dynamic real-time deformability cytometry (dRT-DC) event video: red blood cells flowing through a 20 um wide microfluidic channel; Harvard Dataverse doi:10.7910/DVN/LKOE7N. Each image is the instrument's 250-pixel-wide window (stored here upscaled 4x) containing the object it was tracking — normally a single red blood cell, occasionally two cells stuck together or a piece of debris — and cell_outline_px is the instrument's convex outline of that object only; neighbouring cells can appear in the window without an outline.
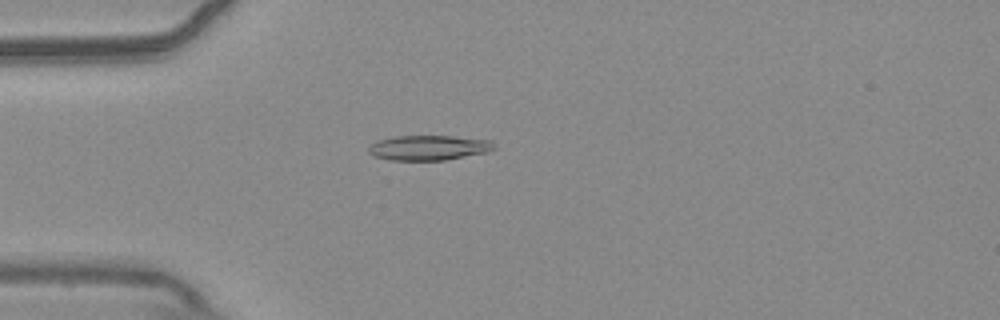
{"species": "common noctule bat (a hibernating species)", "species_latin": "Nyctalus noctula", "temperature_condition": "warm", "stored_images_in_passage": 54, "camera_frame_rate_fps": 3000, "um_per_image_px": 0.085, "animal": {"sex": "male", "body_mass_g": 20.4}, "frame": {"image": 1, "passage_image": 15, "time_ms": 4.667, "image_size_px": [1000, 320], "cell_outline_px": [[496, 148], [488, 152], [444, 160], [388, 160], [372, 156], [368, 152], [368, 148], [376, 140], [396, 136], [452, 136], [492, 140]], "centroid_in_image_um": [36.43, 12.56], "position_along_channel_um": 48.6, "area_um2": 18.38}}
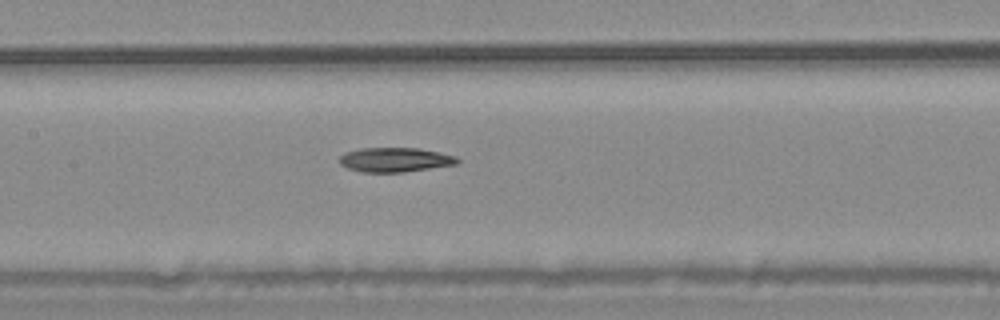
{"frame": {"image": 2, "passage_image": 26, "time_ms": 8.333, "image_size_px": [1000, 320], "cell_outline_px": [[460, 164], [404, 172], [360, 172], [348, 168], [340, 164], [340, 156], [344, 152], [360, 148], [420, 148], [440, 152], [456, 156], [460, 160]], "centroid_in_image_um": [33.61, 13.58], "position_along_channel_um": 173.8, "area_um2": 16.99}}
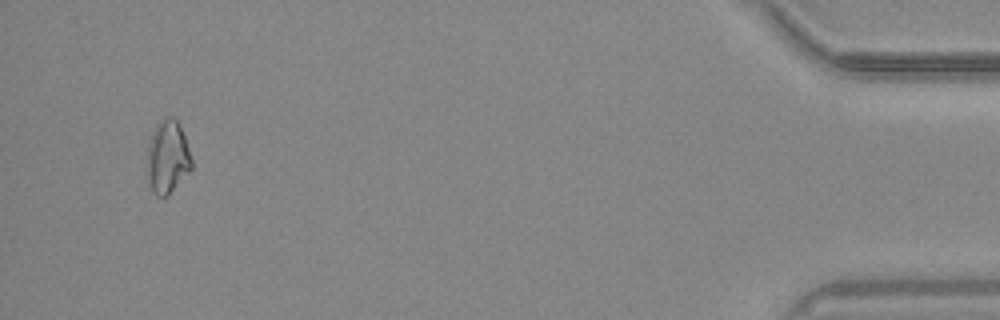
{"frame": {"image": 3, "passage_image": 52, "time_ms": 17.0, "image_size_px": [1000, 320], "cell_outline_px": [[192, 168], [168, 196], [156, 196], [148, 184], [148, 144], [152, 132], [156, 124], [164, 116], [172, 116], [176, 120], [184, 136], [192, 160]], "centroid_in_image_um": [14.23, 13.35], "position_along_channel_um": 421.0, "area_um2": 18.84}}